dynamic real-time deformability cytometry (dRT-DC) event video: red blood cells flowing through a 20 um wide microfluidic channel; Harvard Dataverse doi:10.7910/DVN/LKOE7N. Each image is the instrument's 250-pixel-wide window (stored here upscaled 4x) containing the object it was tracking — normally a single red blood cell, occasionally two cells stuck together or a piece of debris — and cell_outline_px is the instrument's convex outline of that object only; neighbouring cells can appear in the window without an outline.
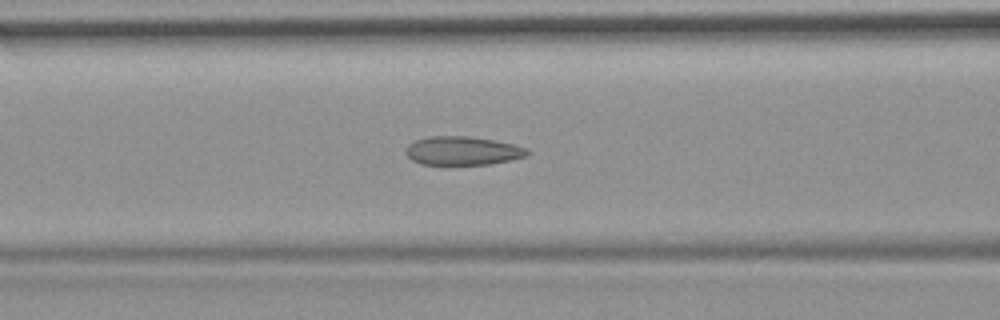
{"species": "common noctule bat (a hibernating species)", "species_latin": "Nyctalus noctula", "temperature_condition": "room temperature", "stored_images_in_passage": 22, "camera_frame_rate_fps": 3000, "um_per_image_px": 0.085, "animal": {"sex": "female", "body_mass_g": 19.9}, "frame": {"image": 1, "passage_image": 10, "time_ms": 3.0, "image_size_px": [1000, 320], "cell_outline_px": [[528, 152], [524, 156], [508, 160], [488, 164], [420, 164], [412, 160], [404, 152], [408, 144], [416, 140], [428, 136], [468, 136], [492, 140], [512, 144], [528, 148]], "centroid_in_image_um": [39.25, 12.81], "position_along_channel_um": 127.3, "area_um2": 20.0}}
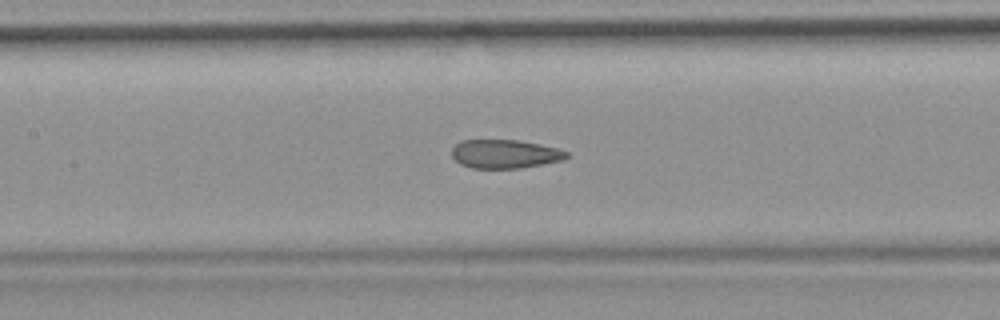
{"frame": {"image": 2, "passage_image": 13, "time_ms": 4.0, "image_size_px": [1000, 320], "cell_outline_px": [[568, 156], [564, 160], [520, 168], [472, 168], [460, 164], [452, 156], [452, 148], [456, 144], [464, 140], [516, 140], [540, 144], [556, 148], [568, 152]], "centroid_in_image_um": [42.92, 13.09], "position_along_channel_um": 164.5, "area_um2": 19.07}}